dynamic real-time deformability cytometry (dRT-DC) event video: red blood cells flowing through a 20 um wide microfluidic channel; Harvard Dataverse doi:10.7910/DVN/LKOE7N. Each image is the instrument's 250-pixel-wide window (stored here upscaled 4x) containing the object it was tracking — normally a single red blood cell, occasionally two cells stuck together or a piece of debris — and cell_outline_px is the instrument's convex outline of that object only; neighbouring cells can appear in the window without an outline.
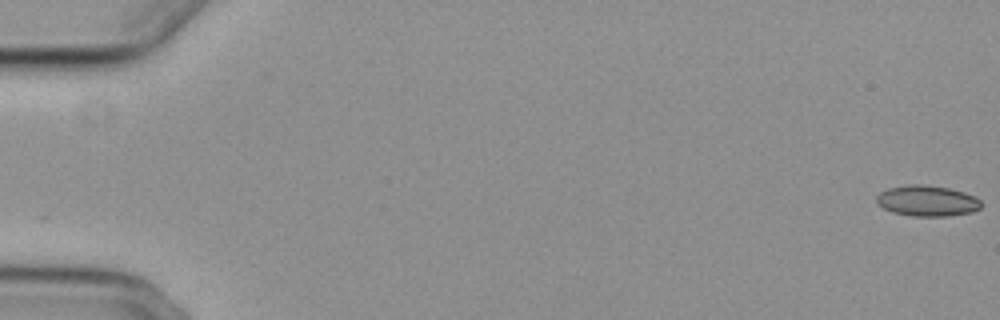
{"species": "common noctule bat (a hibernating species)", "species_latin": "Nyctalus noctula", "temperature_condition": "cold", "stored_images_in_passage": 52, "camera_frame_rate_fps": 3000, "um_per_image_px": 0.085, "animal": {"sex": "female", "body_mass_g": 29.2, "forearm_length_mm": 56.3}, "frame": {"image": 1, "passage_image": 1, "time_ms": 0.0, "image_size_px": [1000, 320], "cell_outline_px": [[980, 208], [972, 212], [948, 216], [912, 216], [892, 212], [884, 208], [876, 200], [876, 196], [880, 192], [888, 188], [912, 184], [924, 184], [948, 188], [964, 192], [976, 196], [980, 200]], "centroid_in_image_um": [78.82, 17.07], "position_along_channel_um": 6.2, "area_um2": 18.73}}
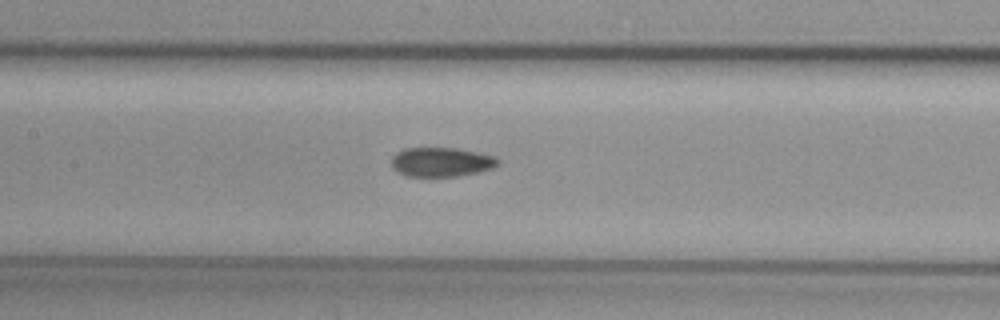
{"frame": {"image": 2, "passage_image": 28, "time_ms": 9.0, "image_size_px": [1000, 320], "cell_outline_px": [[500, 164], [492, 168], [476, 172], [456, 176], [408, 176], [396, 172], [392, 168], [392, 156], [396, 152], [404, 148], [456, 148], [496, 156], [500, 160]], "centroid_in_image_um": [37.5, 13.76], "position_along_channel_um": 169.9, "area_um2": 18.21}}
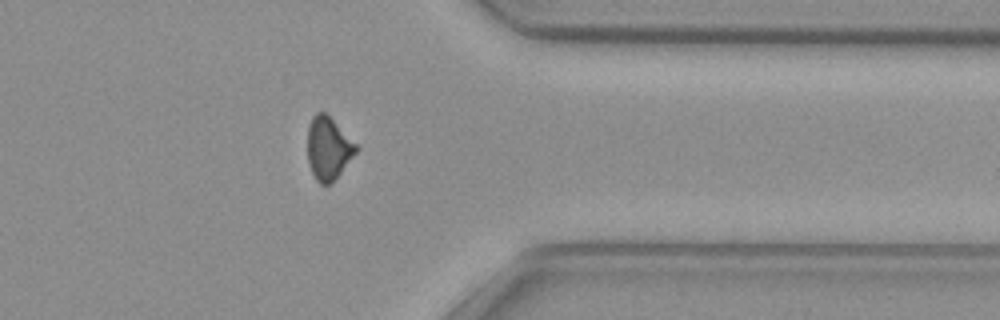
{"frame": {"image": 3, "passage_image": 46, "time_ms": 15.0, "image_size_px": [1000, 320], "cell_outline_px": [[360, 148], [340, 172], [328, 184], [320, 184], [316, 180], [308, 164], [308, 124], [312, 116], [316, 112], [324, 112]], "centroid_in_image_um": [27.88, 12.6], "position_along_channel_um": 383.5, "area_um2": 17.34}, "authors_computed_cell_mechanics": {"area_um2": 18.4093, "velocity_mm_per_s": 3.7186, "shape_relaxation_time_tau1_ms": null, "shape_relaxation_time_tau2_ms": 4.9801, "deformation_change_tau1": null, "deformation_change_tau2": 0.0821}}